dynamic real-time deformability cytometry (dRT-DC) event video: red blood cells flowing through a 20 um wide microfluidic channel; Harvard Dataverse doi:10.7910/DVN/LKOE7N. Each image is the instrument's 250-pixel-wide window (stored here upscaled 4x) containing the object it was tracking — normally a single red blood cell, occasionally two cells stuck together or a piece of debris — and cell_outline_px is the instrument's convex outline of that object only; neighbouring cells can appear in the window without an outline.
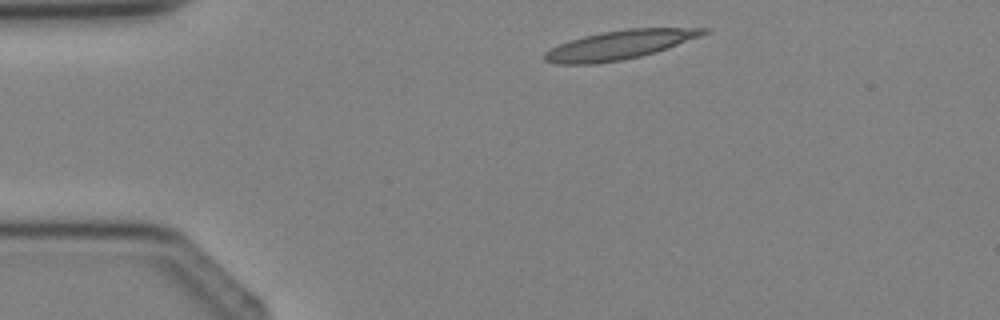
{"species": "Egyptian fruit bat (a non-hibernating species)", "species_latin": "Rousettus aegyptiacus", "temperature_condition": "cold", "stored_images_in_passage": 2, "camera_frame_rate_fps": 3000, "um_per_image_px": 0.085, "animal": {"sex": "female"}, "frame": {"image": 1, "passage_image": 1, "time_ms": 0.0, "image_size_px": [1000, 320], "cell_outline_px": [[708, 32], [700, 36], [668, 48], [656, 52], [640, 56], [620, 60], [592, 64], [556, 64], [544, 60], [544, 52], [560, 44], [584, 36], [600, 32], [628, 28], [708, 28]], "centroid_in_image_um": [52.65, 3.81], "position_along_channel_um": 32.3, "area_um2": 26.53}}